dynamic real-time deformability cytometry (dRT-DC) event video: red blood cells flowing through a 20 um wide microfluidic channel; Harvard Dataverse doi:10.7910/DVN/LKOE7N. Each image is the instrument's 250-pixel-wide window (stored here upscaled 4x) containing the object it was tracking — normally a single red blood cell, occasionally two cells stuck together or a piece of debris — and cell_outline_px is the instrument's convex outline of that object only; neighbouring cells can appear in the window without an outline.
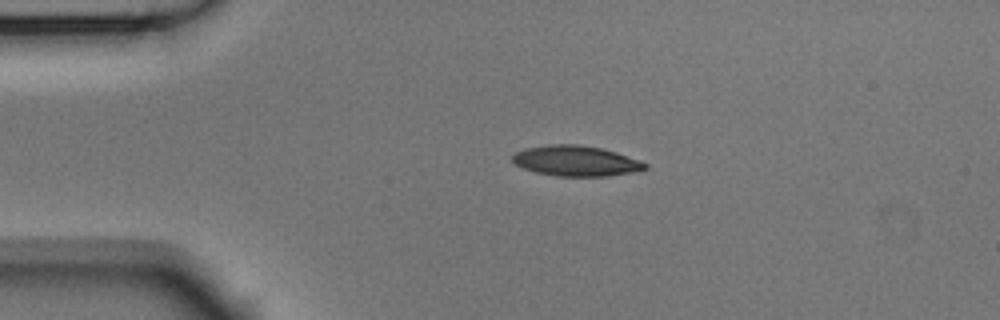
{"species": "Egyptian fruit bat (a non-hibernating species)", "species_latin": "Rousettus aegyptiacus", "temperature_condition": "room temperature", "stored_images_in_passage": 43, "camera_frame_rate_fps": 3000, "um_per_image_px": 0.085, "animal": {"sex": "male"}, "frame": {"image": 1, "passage_image": 1, "time_ms": 0.0, "image_size_px": [1000, 320], "cell_outline_px": [[648, 168], [632, 172], [608, 176], [556, 176], [536, 172], [524, 168], [516, 164], [512, 160], [512, 156], [516, 152], [524, 148], [548, 144], [580, 144], [600, 148], [616, 152], [640, 160], [648, 164]], "centroid_in_image_um": [48.96, 13.67], "position_along_channel_um": 36.0, "area_um2": 23.52}}
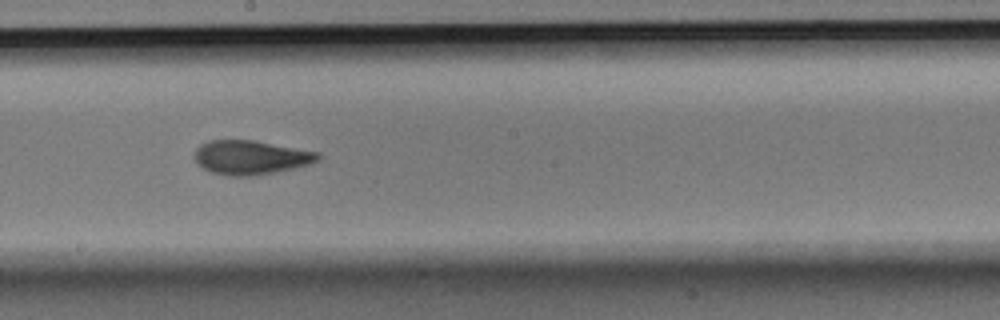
{"frame": {"image": 2, "passage_image": 19, "time_ms": 6.0, "image_size_px": [1000, 320], "cell_outline_px": [[320, 160], [308, 164], [292, 168], [272, 172], [248, 176], [228, 176], [212, 172], [196, 164], [196, 148], [200, 144], [208, 140], [252, 140], [320, 152]], "centroid_in_image_um": [21.3, 13.37], "position_along_channel_um": 226.9, "area_um2": 24.28}}
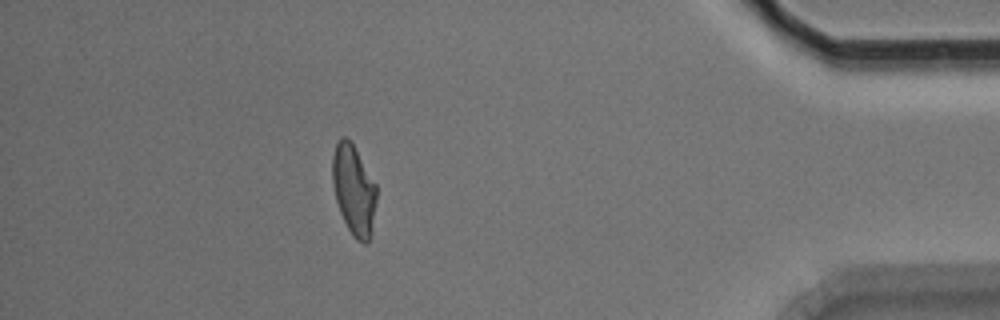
{"frame": {"image": 3, "passage_image": 37, "time_ms": 12.0, "image_size_px": [1000, 320], "cell_outline_px": [[376, 200], [372, 236], [368, 244], [364, 244], [356, 240], [352, 236], [340, 212], [336, 200], [332, 180], [332, 156], [336, 140], [340, 136], [344, 136], [352, 144], [376, 184]], "centroid_in_image_um": [30.07, 16.19], "position_along_channel_um": 405.1, "area_um2": 23.29}, "authors_computed_cell_mechanics": {"area_um2": 24.1026, "velocity_mm_per_s": 3.7556, "shape_relaxation_time_tau1_ms": 4.5258, "shape_relaxation_time_tau2_ms": 2.0935, "deformation_change_tau1": 0.1634, "deformation_change_tau2": 0.0913}}